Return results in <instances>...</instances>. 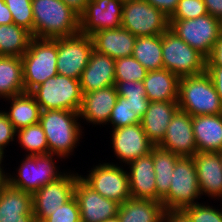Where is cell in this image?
<instances>
[{"mask_svg":"<svg viewBox=\"0 0 222 222\" xmlns=\"http://www.w3.org/2000/svg\"><path fill=\"white\" fill-rule=\"evenodd\" d=\"M2 162H0L1 165ZM5 172H3L1 166H0V190L3 189L5 186H7L9 184V175L7 176L4 174Z\"/></svg>","mask_w":222,"mask_h":222,"instance_id":"cell-50","label":"cell"},{"mask_svg":"<svg viewBox=\"0 0 222 222\" xmlns=\"http://www.w3.org/2000/svg\"><path fill=\"white\" fill-rule=\"evenodd\" d=\"M201 195L222 198V163L219 152H196L193 156Z\"/></svg>","mask_w":222,"mask_h":222,"instance_id":"cell-19","label":"cell"},{"mask_svg":"<svg viewBox=\"0 0 222 222\" xmlns=\"http://www.w3.org/2000/svg\"><path fill=\"white\" fill-rule=\"evenodd\" d=\"M163 222H191L182 210H168L164 214Z\"/></svg>","mask_w":222,"mask_h":222,"instance_id":"cell-46","label":"cell"},{"mask_svg":"<svg viewBox=\"0 0 222 222\" xmlns=\"http://www.w3.org/2000/svg\"><path fill=\"white\" fill-rule=\"evenodd\" d=\"M42 222H81L79 205L76 198L73 197Z\"/></svg>","mask_w":222,"mask_h":222,"instance_id":"cell-39","label":"cell"},{"mask_svg":"<svg viewBox=\"0 0 222 222\" xmlns=\"http://www.w3.org/2000/svg\"><path fill=\"white\" fill-rule=\"evenodd\" d=\"M218 21H219L220 32H221V35H222V16L218 18Z\"/></svg>","mask_w":222,"mask_h":222,"instance_id":"cell-52","label":"cell"},{"mask_svg":"<svg viewBox=\"0 0 222 222\" xmlns=\"http://www.w3.org/2000/svg\"><path fill=\"white\" fill-rule=\"evenodd\" d=\"M154 161L155 184L157 190V201L161 200L168 194L171 178L177 160L180 158L173 152L164 150L159 146H154L150 152Z\"/></svg>","mask_w":222,"mask_h":222,"instance_id":"cell-30","label":"cell"},{"mask_svg":"<svg viewBox=\"0 0 222 222\" xmlns=\"http://www.w3.org/2000/svg\"><path fill=\"white\" fill-rule=\"evenodd\" d=\"M33 37L59 38L80 33V17L62 0H32Z\"/></svg>","mask_w":222,"mask_h":222,"instance_id":"cell-1","label":"cell"},{"mask_svg":"<svg viewBox=\"0 0 222 222\" xmlns=\"http://www.w3.org/2000/svg\"><path fill=\"white\" fill-rule=\"evenodd\" d=\"M3 156V153L0 151V162H2Z\"/></svg>","mask_w":222,"mask_h":222,"instance_id":"cell-53","label":"cell"},{"mask_svg":"<svg viewBox=\"0 0 222 222\" xmlns=\"http://www.w3.org/2000/svg\"><path fill=\"white\" fill-rule=\"evenodd\" d=\"M82 93L115 85V60L93 50L79 78Z\"/></svg>","mask_w":222,"mask_h":222,"instance_id":"cell-18","label":"cell"},{"mask_svg":"<svg viewBox=\"0 0 222 222\" xmlns=\"http://www.w3.org/2000/svg\"><path fill=\"white\" fill-rule=\"evenodd\" d=\"M0 97H3V98H5V96L2 94V93H0Z\"/></svg>","mask_w":222,"mask_h":222,"instance_id":"cell-55","label":"cell"},{"mask_svg":"<svg viewBox=\"0 0 222 222\" xmlns=\"http://www.w3.org/2000/svg\"><path fill=\"white\" fill-rule=\"evenodd\" d=\"M6 100L12 101L11 109L5 113L16 131L39 122L41 109L30 92L7 97Z\"/></svg>","mask_w":222,"mask_h":222,"instance_id":"cell-28","label":"cell"},{"mask_svg":"<svg viewBox=\"0 0 222 222\" xmlns=\"http://www.w3.org/2000/svg\"><path fill=\"white\" fill-rule=\"evenodd\" d=\"M9 8L13 23L25 28L33 36L32 0H4Z\"/></svg>","mask_w":222,"mask_h":222,"instance_id":"cell-35","label":"cell"},{"mask_svg":"<svg viewBox=\"0 0 222 222\" xmlns=\"http://www.w3.org/2000/svg\"><path fill=\"white\" fill-rule=\"evenodd\" d=\"M178 109L177 101L150 102L142 117L141 125L146 136L155 146L163 140L166 129Z\"/></svg>","mask_w":222,"mask_h":222,"instance_id":"cell-24","label":"cell"},{"mask_svg":"<svg viewBox=\"0 0 222 222\" xmlns=\"http://www.w3.org/2000/svg\"><path fill=\"white\" fill-rule=\"evenodd\" d=\"M169 25V18L148 1L124 0L121 27L136 37L161 35Z\"/></svg>","mask_w":222,"mask_h":222,"instance_id":"cell-7","label":"cell"},{"mask_svg":"<svg viewBox=\"0 0 222 222\" xmlns=\"http://www.w3.org/2000/svg\"><path fill=\"white\" fill-rule=\"evenodd\" d=\"M79 112L70 110H42L39 123L45 132L49 153L67 157L80 140L82 131L77 122ZM80 126V127H79Z\"/></svg>","mask_w":222,"mask_h":222,"instance_id":"cell-3","label":"cell"},{"mask_svg":"<svg viewBox=\"0 0 222 222\" xmlns=\"http://www.w3.org/2000/svg\"><path fill=\"white\" fill-rule=\"evenodd\" d=\"M118 96L115 85L84 93L79 116L92 124H106Z\"/></svg>","mask_w":222,"mask_h":222,"instance_id":"cell-22","label":"cell"},{"mask_svg":"<svg viewBox=\"0 0 222 222\" xmlns=\"http://www.w3.org/2000/svg\"><path fill=\"white\" fill-rule=\"evenodd\" d=\"M169 29L207 58L221 36L218 18L209 13L195 19H169Z\"/></svg>","mask_w":222,"mask_h":222,"instance_id":"cell-9","label":"cell"},{"mask_svg":"<svg viewBox=\"0 0 222 222\" xmlns=\"http://www.w3.org/2000/svg\"><path fill=\"white\" fill-rule=\"evenodd\" d=\"M94 50L110 56L114 60L133 55L136 36L122 27L105 29L92 36Z\"/></svg>","mask_w":222,"mask_h":222,"instance_id":"cell-23","label":"cell"},{"mask_svg":"<svg viewBox=\"0 0 222 222\" xmlns=\"http://www.w3.org/2000/svg\"><path fill=\"white\" fill-rule=\"evenodd\" d=\"M162 55L163 68L179 78L205 72L206 58L170 29L162 34Z\"/></svg>","mask_w":222,"mask_h":222,"instance_id":"cell-6","label":"cell"},{"mask_svg":"<svg viewBox=\"0 0 222 222\" xmlns=\"http://www.w3.org/2000/svg\"><path fill=\"white\" fill-rule=\"evenodd\" d=\"M168 194L161 200L163 207L168 210H183L196 204L201 196L196 165L193 157H180L175 165Z\"/></svg>","mask_w":222,"mask_h":222,"instance_id":"cell-8","label":"cell"},{"mask_svg":"<svg viewBox=\"0 0 222 222\" xmlns=\"http://www.w3.org/2000/svg\"><path fill=\"white\" fill-rule=\"evenodd\" d=\"M197 152L222 151V114L192 116Z\"/></svg>","mask_w":222,"mask_h":222,"instance_id":"cell-25","label":"cell"},{"mask_svg":"<svg viewBox=\"0 0 222 222\" xmlns=\"http://www.w3.org/2000/svg\"><path fill=\"white\" fill-rule=\"evenodd\" d=\"M177 104L191 116L222 114L220 98L206 72L179 78Z\"/></svg>","mask_w":222,"mask_h":222,"instance_id":"cell-2","label":"cell"},{"mask_svg":"<svg viewBox=\"0 0 222 222\" xmlns=\"http://www.w3.org/2000/svg\"><path fill=\"white\" fill-rule=\"evenodd\" d=\"M147 72L133 56L115 60V81H143Z\"/></svg>","mask_w":222,"mask_h":222,"instance_id":"cell-34","label":"cell"},{"mask_svg":"<svg viewBox=\"0 0 222 222\" xmlns=\"http://www.w3.org/2000/svg\"><path fill=\"white\" fill-rule=\"evenodd\" d=\"M205 14L208 12L203 0H179L169 19H195Z\"/></svg>","mask_w":222,"mask_h":222,"instance_id":"cell-37","label":"cell"},{"mask_svg":"<svg viewBox=\"0 0 222 222\" xmlns=\"http://www.w3.org/2000/svg\"><path fill=\"white\" fill-rule=\"evenodd\" d=\"M82 179L101 196L119 204L131 198L128 172L120 166L100 164Z\"/></svg>","mask_w":222,"mask_h":222,"instance_id":"cell-12","label":"cell"},{"mask_svg":"<svg viewBox=\"0 0 222 222\" xmlns=\"http://www.w3.org/2000/svg\"><path fill=\"white\" fill-rule=\"evenodd\" d=\"M66 174L32 194L35 222H42L74 197L75 183L79 176Z\"/></svg>","mask_w":222,"mask_h":222,"instance_id":"cell-13","label":"cell"},{"mask_svg":"<svg viewBox=\"0 0 222 222\" xmlns=\"http://www.w3.org/2000/svg\"><path fill=\"white\" fill-rule=\"evenodd\" d=\"M115 87L121 97L125 96H146L143 81H116Z\"/></svg>","mask_w":222,"mask_h":222,"instance_id":"cell-40","label":"cell"},{"mask_svg":"<svg viewBox=\"0 0 222 222\" xmlns=\"http://www.w3.org/2000/svg\"><path fill=\"white\" fill-rule=\"evenodd\" d=\"M132 56L147 71L163 69L162 34L137 37Z\"/></svg>","mask_w":222,"mask_h":222,"instance_id":"cell-32","label":"cell"},{"mask_svg":"<svg viewBox=\"0 0 222 222\" xmlns=\"http://www.w3.org/2000/svg\"><path fill=\"white\" fill-rule=\"evenodd\" d=\"M124 0H89L80 16V34L92 36L105 29L121 27Z\"/></svg>","mask_w":222,"mask_h":222,"instance_id":"cell-14","label":"cell"},{"mask_svg":"<svg viewBox=\"0 0 222 222\" xmlns=\"http://www.w3.org/2000/svg\"><path fill=\"white\" fill-rule=\"evenodd\" d=\"M42 110L79 112L83 93L79 80L57 74L30 92Z\"/></svg>","mask_w":222,"mask_h":222,"instance_id":"cell-5","label":"cell"},{"mask_svg":"<svg viewBox=\"0 0 222 222\" xmlns=\"http://www.w3.org/2000/svg\"><path fill=\"white\" fill-rule=\"evenodd\" d=\"M219 154H220V159H221V163H222V151H220Z\"/></svg>","mask_w":222,"mask_h":222,"instance_id":"cell-54","label":"cell"},{"mask_svg":"<svg viewBox=\"0 0 222 222\" xmlns=\"http://www.w3.org/2000/svg\"><path fill=\"white\" fill-rule=\"evenodd\" d=\"M16 133H18L20 145L24 147L27 152L30 151V154L28 153V155L49 153L45 132L43 131V128L39 122L19 129L16 131Z\"/></svg>","mask_w":222,"mask_h":222,"instance_id":"cell-33","label":"cell"},{"mask_svg":"<svg viewBox=\"0 0 222 222\" xmlns=\"http://www.w3.org/2000/svg\"><path fill=\"white\" fill-rule=\"evenodd\" d=\"M16 130L13 124L9 121L7 114L3 111L0 112V151L4 154V147L14 140Z\"/></svg>","mask_w":222,"mask_h":222,"instance_id":"cell-41","label":"cell"},{"mask_svg":"<svg viewBox=\"0 0 222 222\" xmlns=\"http://www.w3.org/2000/svg\"><path fill=\"white\" fill-rule=\"evenodd\" d=\"M124 98L127 100L128 107L131 111H134L135 115L141 121L150 104L147 96H125Z\"/></svg>","mask_w":222,"mask_h":222,"instance_id":"cell-42","label":"cell"},{"mask_svg":"<svg viewBox=\"0 0 222 222\" xmlns=\"http://www.w3.org/2000/svg\"><path fill=\"white\" fill-rule=\"evenodd\" d=\"M24 92L21 57L0 56V93L7 98Z\"/></svg>","mask_w":222,"mask_h":222,"instance_id":"cell-29","label":"cell"},{"mask_svg":"<svg viewBox=\"0 0 222 222\" xmlns=\"http://www.w3.org/2000/svg\"><path fill=\"white\" fill-rule=\"evenodd\" d=\"M150 102L177 101L179 77L166 69L148 71L143 80Z\"/></svg>","mask_w":222,"mask_h":222,"instance_id":"cell-27","label":"cell"},{"mask_svg":"<svg viewBox=\"0 0 222 222\" xmlns=\"http://www.w3.org/2000/svg\"><path fill=\"white\" fill-rule=\"evenodd\" d=\"M206 67H222V35L217 39L210 55L206 58Z\"/></svg>","mask_w":222,"mask_h":222,"instance_id":"cell-43","label":"cell"},{"mask_svg":"<svg viewBox=\"0 0 222 222\" xmlns=\"http://www.w3.org/2000/svg\"><path fill=\"white\" fill-rule=\"evenodd\" d=\"M179 157H193L197 152L192 116L178 109L173 115L163 140L157 145Z\"/></svg>","mask_w":222,"mask_h":222,"instance_id":"cell-16","label":"cell"},{"mask_svg":"<svg viewBox=\"0 0 222 222\" xmlns=\"http://www.w3.org/2000/svg\"><path fill=\"white\" fill-rule=\"evenodd\" d=\"M207 12L215 18L222 16V0H203Z\"/></svg>","mask_w":222,"mask_h":222,"instance_id":"cell-47","label":"cell"},{"mask_svg":"<svg viewBox=\"0 0 222 222\" xmlns=\"http://www.w3.org/2000/svg\"><path fill=\"white\" fill-rule=\"evenodd\" d=\"M131 198L157 201L154 161L151 153L128 163Z\"/></svg>","mask_w":222,"mask_h":222,"instance_id":"cell-21","label":"cell"},{"mask_svg":"<svg viewBox=\"0 0 222 222\" xmlns=\"http://www.w3.org/2000/svg\"><path fill=\"white\" fill-rule=\"evenodd\" d=\"M13 24V18L4 0H0V25Z\"/></svg>","mask_w":222,"mask_h":222,"instance_id":"cell-49","label":"cell"},{"mask_svg":"<svg viewBox=\"0 0 222 222\" xmlns=\"http://www.w3.org/2000/svg\"><path fill=\"white\" fill-rule=\"evenodd\" d=\"M205 72L210 76L222 104V67H206Z\"/></svg>","mask_w":222,"mask_h":222,"instance_id":"cell-44","label":"cell"},{"mask_svg":"<svg viewBox=\"0 0 222 222\" xmlns=\"http://www.w3.org/2000/svg\"><path fill=\"white\" fill-rule=\"evenodd\" d=\"M165 212L162 202L130 198L120 204L117 216L120 222H162Z\"/></svg>","mask_w":222,"mask_h":222,"instance_id":"cell-26","label":"cell"},{"mask_svg":"<svg viewBox=\"0 0 222 222\" xmlns=\"http://www.w3.org/2000/svg\"><path fill=\"white\" fill-rule=\"evenodd\" d=\"M93 50V41L88 35L79 33L70 37L57 38L58 74L79 80Z\"/></svg>","mask_w":222,"mask_h":222,"instance_id":"cell-11","label":"cell"},{"mask_svg":"<svg viewBox=\"0 0 222 222\" xmlns=\"http://www.w3.org/2000/svg\"><path fill=\"white\" fill-rule=\"evenodd\" d=\"M79 17L85 12L89 0H62Z\"/></svg>","mask_w":222,"mask_h":222,"instance_id":"cell-48","label":"cell"},{"mask_svg":"<svg viewBox=\"0 0 222 222\" xmlns=\"http://www.w3.org/2000/svg\"><path fill=\"white\" fill-rule=\"evenodd\" d=\"M108 122L114 126L113 129L141 123L134 111H131L128 107L126 98L121 96H118V100L111 111Z\"/></svg>","mask_w":222,"mask_h":222,"instance_id":"cell-36","label":"cell"},{"mask_svg":"<svg viewBox=\"0 0 222 222\" xmlns=\"http://www.w3.org/2000/svg\"><path fill=\"white\" fill-rule=\"evenodd\" d=\"M103 222H120V219H119V217L116 215L115 217L108 218V219H106V220L103 221Z\"/></svg>","mask_w":222,"mask_h":222,"instance_id":"cell-51","label":"cell"},{"mask_svg":"<svg viewBox=\"0 0 222 222\" xmlns=\"http://www.w3.org/2000/svg\"><path fill=\"white\" fill-rule=\"evenodd\" d=\"M15 178L9 176V185L33 194L48 183H52L65 173L56 171L53 154L26 155Z\"/></svg>","mask_w":222,"mask_h":222,"instance_id":"cell-10","label":"cell"},{"mask_svg":"<svg viewBox=\"0 0 222 222\" xmlns=\"http://www.w3.org/2000/svg\"><path fill=\"white\" fill-rule=\"evenodd\" d=\"M112 132L115 155L127 164L147 155L155 146L146 136L141 123L113 129Z\"/></svg>","mask_w":222,"mask_h":222,"instance_id":"cell-17","label":"cell"},{"mask_svg":"<svg viewBox=\"0 0 222 222\" xmlns=\"http://www.w3.org/2000/svg\"><path fill=\"white\" fill-rule=\"evenodd\" d=\"M32 38L31 32L14 23L0 25V56L22 57Z\"/></svg>","mask_w":222,"mask_h":222,"instance_id":"cell-31","label":"cell"},{"mask_svg":"<svg viewBox=\"0 0 222 222\" xmlns=\"http://www.w3.org/2000/svg\"><path fill=\"white\" fill-rule=\"evenodd\" d=\"M191 222H222V211L211 206L196 204L182 210Z\"/></svg>","mask_w":222,"mask_h":222,"instance_id":"cell-38","label":"cell"},{"mask_svg":"<svg viewBox=\"0 0 222 222\" xmlns=\"http://www.w3.org/2000/svg\"><path fill=\"white\" fill-rule=\"evenodd\" d=\"M163 12L168 18L174 13L179 0H145Z\"/></svg>","mask_w":222,"mask_h":222,"instance_id":"cell-45","label":"cell"},{"mask_svg":"<svg viewBox=\"0 0 222 222\" xmlns=\"http://www.w3.org/2000/svg\"><path fill=\"white\" fill-rule=\"evenodd\" d=\"M76 198L81 216V222H103L118 214L120 204L101 196L81 177L75 183Z\"/></svg>","mask_w":222,"mask_h":222,"instance_id":"cell-15","label":"cell"},{"mask_svg":"<svg viewBox=\"0 0 222 222\" xmlns=\"http://www.w3.org/2000/svg\"><path fill=\"white\" fill-rule=\"evenodd\" d=\"M0 222H35L32 194L9 184L1 189Z\"/></svg>","mask_w":222,"mask_h":222,"instance_id":"cell-20","label":"cell"},{"mask_svg":"<svg viewBox=\"0 0 222 222\" xmlns=\"http://www.w3.org/2000/svg\"><path fill=\"white\" fill-rule=\"evenodd\" d=\"M57 54V38H32L28 50L21 57L25 92H31L58 74Z\"/></svg>","mask_w":222,"mask_h":222,"instance_id":"cell-4","label":"cell"}]
</instances>
